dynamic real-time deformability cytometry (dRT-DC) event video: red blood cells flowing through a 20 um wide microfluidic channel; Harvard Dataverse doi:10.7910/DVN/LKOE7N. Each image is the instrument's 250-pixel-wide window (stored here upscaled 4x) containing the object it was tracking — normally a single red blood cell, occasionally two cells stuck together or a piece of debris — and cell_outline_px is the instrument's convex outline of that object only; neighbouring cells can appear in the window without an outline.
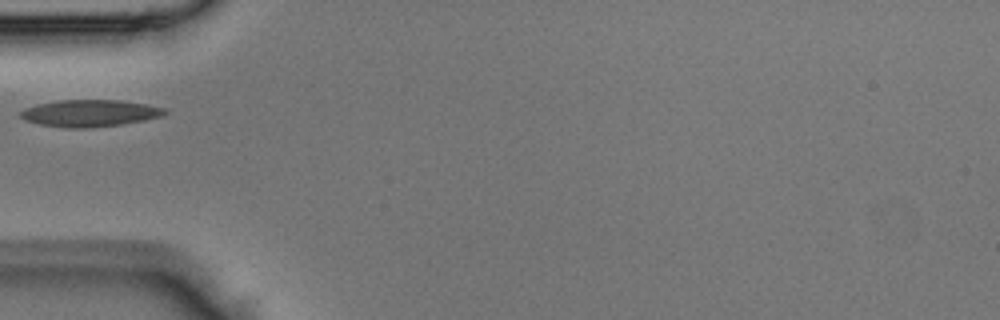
{"species": "Egyptian fruit bat (a non-hibernating species)", "species_latin": "Rousettus aegyptiacus", "temperature_condition": "room temperature", "stored_images_in_passage": 22, "camera_frame_rate_fps": 3000, "um_per_image_px": 0.085, "animal": {"sex": "male"}, "frame": {"image": 1, "passage_image": 1, "time_ms": 0.0, "image_size_px": [1000, 320], "cell_outline_px": [[168, 112], [160, 116], [144, 120], [120, 124], [88, 128], [64, 128], [40, 124], [24, 120], [20, 116], [20, 112], [24, 108], [40, 104], [60, 100], [120, 100], [168, 108]], "centroid_in_image_um": [7.63, 9.62], "position_along_channel_um": 77.4, "area_um2": 22.48}}
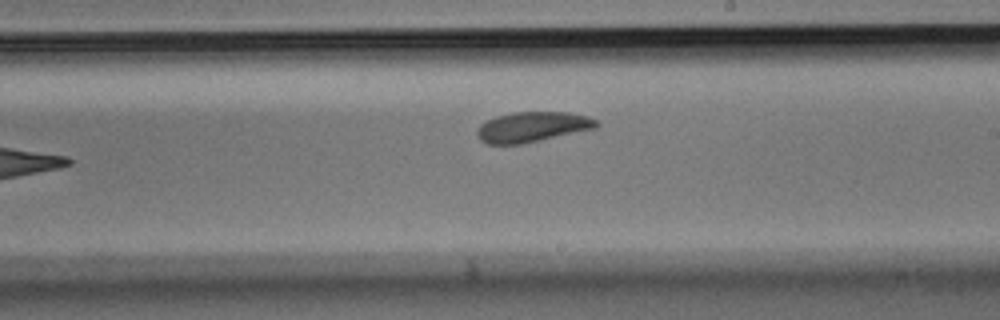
{"frame": {"image": 2, "passage_image": 12, "time_ms": 3.667, "image_size_px": [1000, 320], "cell_outline_px": [[600, 124], [596, 128], [540, 140], [520, 144], [488, 144], [480, 140], [476, 136], [476, 132], [480, 124], [496, 116], [516, 112], [568, 112], [588, 116], [596, 120]], "centroid_in_image_um": [45.24, 10.79], "position_along_channel_um": 243.8, "area_um2": 20.92}}
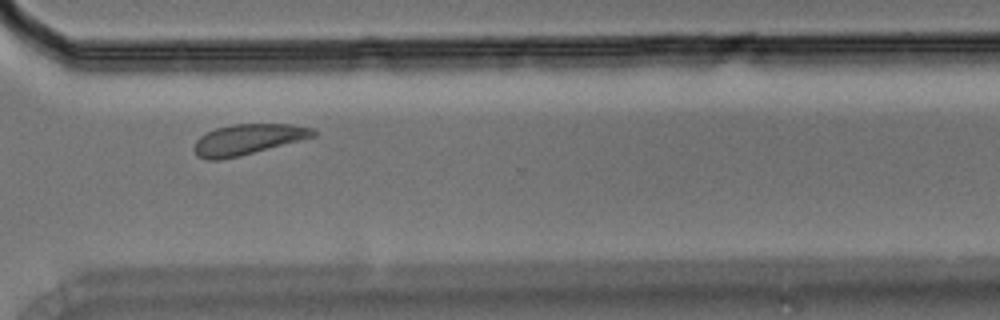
{"frame": {"image": 3, "passage_image": 19, "time_ms": 6.0, "image_size_px": [1000, 320], "cell_outline_px": [[316, 136], [240, 156], [220, 160], [208, 160], [196, 156], [192, 148], [196, 140], [200, 136], [216, 128], [232, 124], [292, 124], [316, 128]], "centroid_in_image_um": [21.05, 11.85], "position_along_channel_um": 349.5, "area_um2": 21.39}}